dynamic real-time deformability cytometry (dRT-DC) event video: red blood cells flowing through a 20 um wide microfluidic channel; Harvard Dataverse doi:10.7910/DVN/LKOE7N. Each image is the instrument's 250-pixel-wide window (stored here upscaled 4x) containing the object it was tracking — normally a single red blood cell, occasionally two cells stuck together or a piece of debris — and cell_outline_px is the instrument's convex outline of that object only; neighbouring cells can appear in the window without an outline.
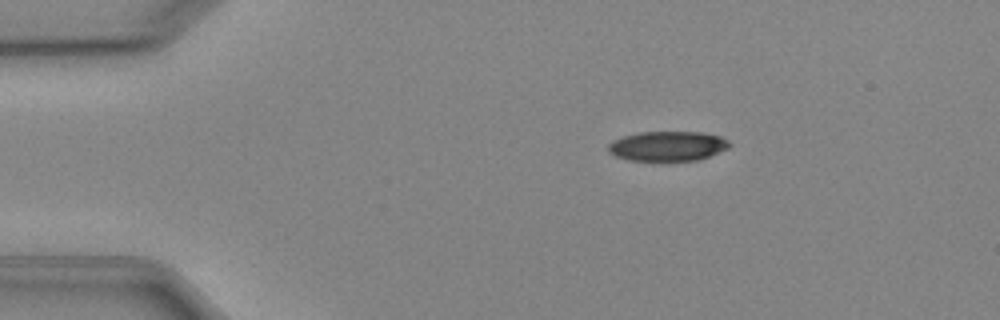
{"species": "Egyptian fruit bat (a non-hibernating species)", "species_latin": "Rousettus aegyptiacus", "temperature_condition": "cold", "stored_images_in_passage": 3, "camera_frame_rate_fps": 3000, "um_per_image_px": 0.085, "animal": {"sex": "female"}, "frame": {"image": 1, "passage_image": 1, "time_ms": 0.0, "image_size_px": [1000, 320], "cell_outline_px": [[732, 144], [728, 148], [700, 160], [628, 160], [616, 156], [608, 152], [608, 144], [612, 140], [624, 136], [640, 132], [704, 132], [720, 136], [728, 140]], "centroid_in_image_um": [56.76, 12.41], "position_along_channel_um": 28.2, "area_um2": 21.04}}